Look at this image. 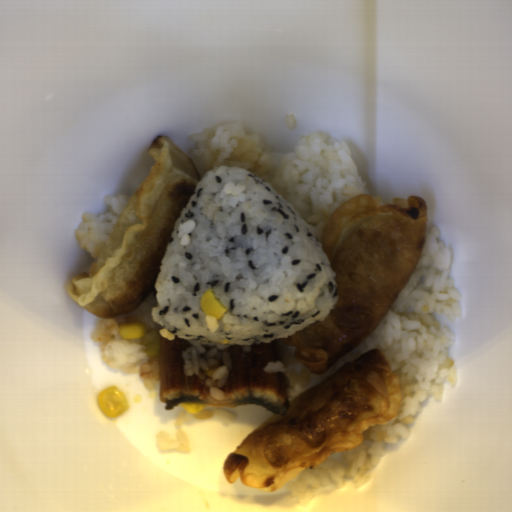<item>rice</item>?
I'll return each mask as SVG.
<instances>
[{"label":"rice","mask_w":512,"mask_h":512,"mask_svg":"<svg viewBox=\"0 0 512 512\" xmlns=\"http://www.w3.org/2000/svg\"><path fill=\"white\" fill-rule=\"evenodd\" d=\"M188 342L182 354L185 374L203 380L213 398L220 402L225 400L224 385L232 372V345Z\"/></svg>","instance_id":"obj_5"},{"label":"rice","mask_w":512,"mask_h":512,"mask_svg":"<svg viewBox=\"0 0 512 512\" xmlns=\"http://www.w3.org/2000/svg\"><path fill=\"white\" fill-rule=\"evenodd\" d=\"M188 157L201 180L214 167H238L268 184L301 215L321 243L338 207L368 194L366 179L347 143L328 133L309 130L280 162L256 132L229 122L194 132Z\"/></svg>","instance_id":"obj_3"},{"label":"rice","mask_w":512,"mask_h":512,"mask_svg":"<svg viewBox=\"0 0 512 512\" xmlns=\"http://www.w3.org/2000/svg\"><path fill=\"white\" fill-rule=\"evenodd\" d=\"M371 199L373 200L375 206L376 205H396L400 208H407V205H408L406 199H403L400 197L397 199H394L392 201H385L378 195V196H373Z\"/></svg>","instance_id":"obj_9"},{"label":"rice","mask_w":512,"mask_h":512,"mask_svg":"<svg viewBox=\"0 0 512 512\" xmlns=\"http://www.w3.org/2000/svg\"><path fill=\"white\" fill-rule=\"evenodd\" d=\"M154 284L153 322L177 339L250 346L328 318L337 273L307 221L271 184L236 166L210 168L176 219ZM212 288L228 310L200 308Z\"/></svg>","instance_id":"obj_1"},{"label":"rice","mask_w":512,"mask_h":512,"mask_svg":"<svg viewBox=\"0 0 512 512\" xmlns=\"http://www.w3.org/2000/svg\"><path fill=\"white\" fill-rule=\"evenodd\" d=\"M451 250L442 241L440 227L426 230L416 265L394 302L372 332L322 374H312L295 355V346L276 338L279 359L263 372L283 374L287 398L311 390L344 365L370 349H379L400 383L402 401L391 420L364 431L360 445L330 455L316 467L306 468L284 484L299 505H310L313 493L326 484L343 488L347 481L362 487L371 477L391 442L407 437L408 424L419 413L420 402L442 400L445 384L455 387L457 370L448 351L454 344L451 330L435 315L456 321L463 313L455 282L450 277Z\"/></svg>","instance_id":"obj_2"},{"label":"rice","mask_w":512,"mask_h":512,"mask_svg":"<svg viewBox=\"0 0 512 512\" xmlns=\"http://www.w3.org/2000/svg\"><path fill=\"white\" fill-rule=\"evenodd\" d=\"M132 195L119 194L106 196L104 203L107 212L104 216L84 212L81 222L75 229L74 235L80 248L89 252L95 263L103 251L107 239L129 202Z\"/></svg>","instance_id":"obj_6"},{"label":"rice","mask_w":512,"mask_h":512,"mask_svg":"<svg viewBox=\"0 0 512 512\" xmlns=\"http://www.w3.org/2000/svg\"><path fill=\"white\" fill-rule=\"evenodd\" d=\"M158 305L154 291L127 316L101 317L90 335L93 343L99 345L100 357L105 364L125 374H136L149 390L160 385V337H165L169 341L175 338L162 325L154 322L152 310ZM134 321L144 323L145 335L134 340L120 339L117 333L119 324Z\"/></svg>","instance_id":"obj_4"},{"label":"rice","mask_w":512,"mask_h":512,"mask_svg":"<svg viewBox=\"0 0 512 512\" xmlns=\"http://www.w3.org/2000/svg\"><path fill=\"white\" fill-rule=\"evenodd\" d=\"M97 404L99 411L109 418H116L127 412L129 408V402L124 392L115 386L100 390Z\"/></svg>","instance_id":"obj_8"},{"label":"rice","mask_w":512,"mask_h":512,"mask_svg":"<svg viewBox=\"0 0 512 512\" xmlns=\"http://www.w3.org/2000/svg\"><path fill=\"white\" fill-rule=\"evenodd\" d=\"M205 406L204 410L196 414H189L183 409L181 410L175 422L176 436L174 439L164 432H157L156 443L158 450L166 452L171 450H189L190 445L183 429V423L190 419L211 420L212 418H218L229 425L236 417L234 413L228 411L227 407Z\"/></svg>","instance_id":"obj_7"}]
</instances>
